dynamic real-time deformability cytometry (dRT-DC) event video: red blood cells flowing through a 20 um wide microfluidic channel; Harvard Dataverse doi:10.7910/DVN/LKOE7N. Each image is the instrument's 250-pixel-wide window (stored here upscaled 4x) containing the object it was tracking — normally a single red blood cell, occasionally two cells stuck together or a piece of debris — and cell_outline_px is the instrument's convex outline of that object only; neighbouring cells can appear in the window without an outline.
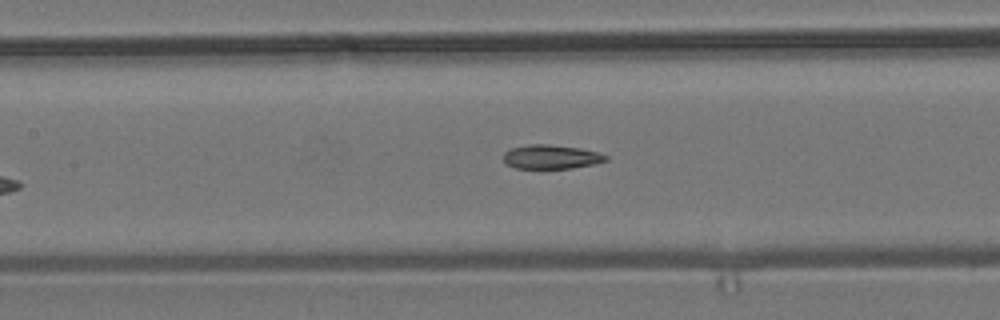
{"species": "common noctule bat (a hibernating species)", "species_latin": "Nyctalus noctula", "temperature_condition": "room temperature", "stored_images_in_passage": 9, "camera_frame_rate_fps": 3000, "um_per_image_px": 0.085, "animal": {"sex": "male", "body_mass_g": 19.2, "forearm_length_mm": 51.8}, "frame": {"image": 1, "passage_image": 7, "time_ms": 7.0, "image_size_px": [1000, 320], "cell_outline_px": [[608, 160], [596, 164], [572, 168], [516, 168], [508, 164], [504, 160], [504, 152], [512, 148], [528, 144], [548, 144], [580, 148], [600, 152], [608, 156]], "centroid_in_image_um": [46.9, 13.33], "position_along_channel_um": 160.5, "area_um2": 14.39}}
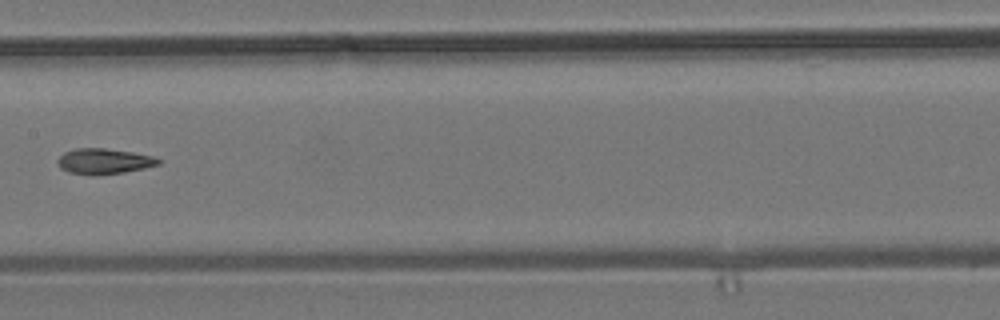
{"frame": {"image": 2, "passage_image": 8, "time_ms": 8.0, "image_size_px": [1000, 320], "cell_outline_px": [[160, 164], [144, 168], [124, 172], [68, 172], [60, 168], [56, 160], [64, 152], [76, 148], [104, 148], [132, 152], [152, 156], [160, 160]], "centroid_in_image_um": [8.84, 13.65], "position_along_channel_um": 198.6, "area_um2": 14.22}}
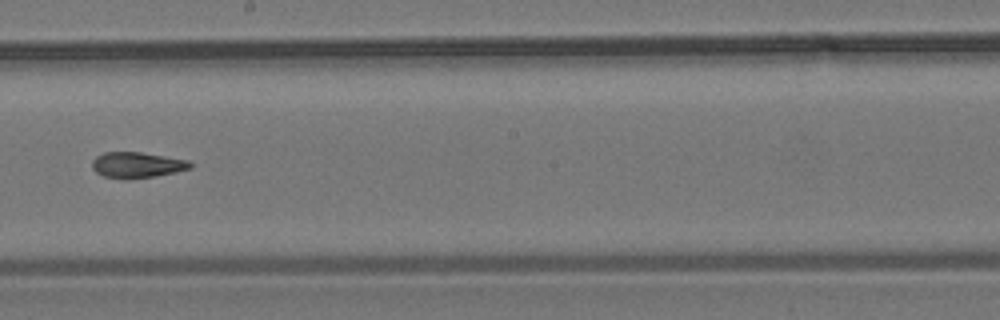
{"frame": {"image": 3, "passage_image": 9, "time_ms": 9.0, "image_size_px": [1000, 320], "cell_outline_px": [[192, 168], [176, 172], [156, 176], [128, 180], [104, 176], [96, 172], [92, 168], [92, 160], [96, 156], [104, 152], [140, 152], [188, 160], [192, 164]], "centroid_in_image_um": [11.64, 14.03], "position_along_channel_um": 236.6, "area_um2": 14.85}}